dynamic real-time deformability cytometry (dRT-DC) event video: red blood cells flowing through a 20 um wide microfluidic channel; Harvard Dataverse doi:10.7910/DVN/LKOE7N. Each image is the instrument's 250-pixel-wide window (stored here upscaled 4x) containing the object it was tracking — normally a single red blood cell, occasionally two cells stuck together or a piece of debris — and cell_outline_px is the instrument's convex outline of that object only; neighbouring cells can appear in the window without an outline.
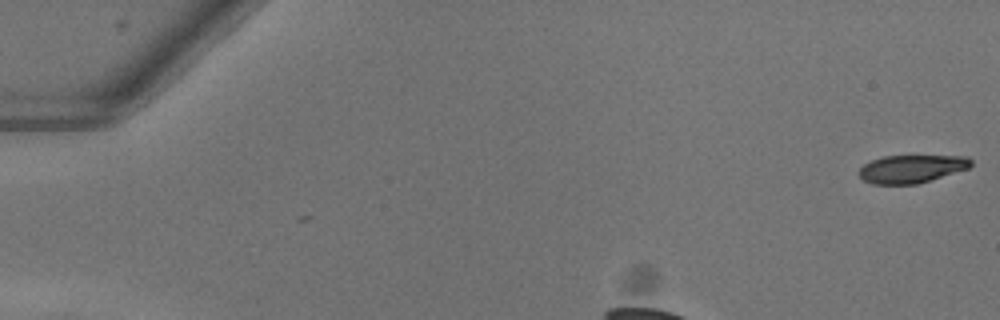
{"species": "common noctule bat (a hibernating species)", "species_latin": "Nyctalus noctula", "temperature_condition": "warm", "stored_images_in_passage": 2, "camera_frame_rate_fps": 3000, "um_per_image_px": 0.085, "animal": {"sex": "female"}, "frame": {"image": 1, "passage_image": 1, "time_ms": 0.0, "image_size_px": [1000, 320], "cell_outline_px": [[972, 164], [968, 168], [916, 184], [872, 184], [864, 180], [860, 176], [860, 168], [864, 164], [872, 160], [884, 156], [968, 156], [972, 160]], "centroid_in_image_um": [77.48, 14.34], "position_along_channel_um": 7.5, "area_um2": 17.98}}